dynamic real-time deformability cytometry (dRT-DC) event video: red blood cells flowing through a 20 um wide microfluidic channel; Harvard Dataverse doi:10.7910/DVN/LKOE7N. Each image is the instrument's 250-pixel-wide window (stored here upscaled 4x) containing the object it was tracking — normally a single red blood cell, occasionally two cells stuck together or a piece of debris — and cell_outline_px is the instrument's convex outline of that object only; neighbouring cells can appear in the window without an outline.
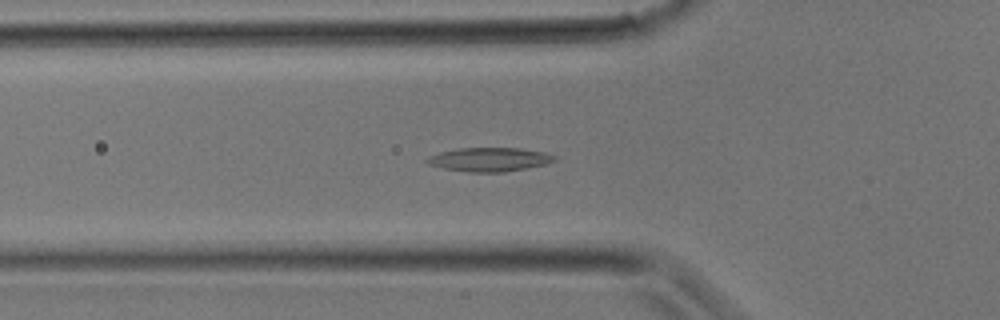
{"species": "common noctule bat (a hibernating species)", "species_latin": "Nyctalus noctula", "temperature_condition": "room temperature", "stored_images_in_passage": 24, "camera_frame_rate_fps": 3000, "um_per_image_px": 0.085, "animal": {"sex": "male", "body_mass_g": 17.9}, "frame": {"image": 1, "passage_image": 4, "time_ms": 1.0, "image_size_px": [1000, 320], "cell_outline_px": [[556, 160], [544, 164], [504, 172], [468, 172], [444, 168], [428, 164], [424, 160], [428, 156], [440, 152], [456, 148], [520, 148], [544, 152], [556, 156]], "centroid_in_image_um": [41.56, 13.55], "position_along_channel_um": 84.2, "area_um2": 17.63}}
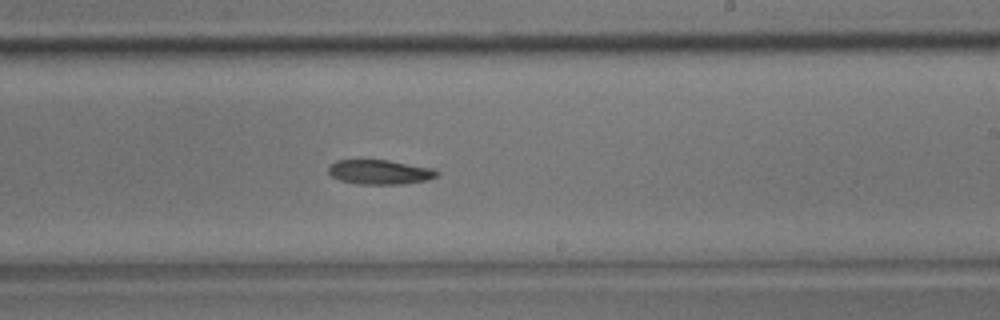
{"frame": {"image": 2, "passage_image": 12, "time_ms": 3.667, "image_size_px": [1000, 320], "cell_outline_px": [[440, 172], [436, 176], [428, 180], [404, 184], [356, 184], [340, 180], [332, 176], [328, 172], [328, 168], [336, 160], [388, 160], [432, 168]], "centroid_in_image_um": [32.29, 14.63], "position_along_channel_um": 256.7, "area_um2": 15.49}}
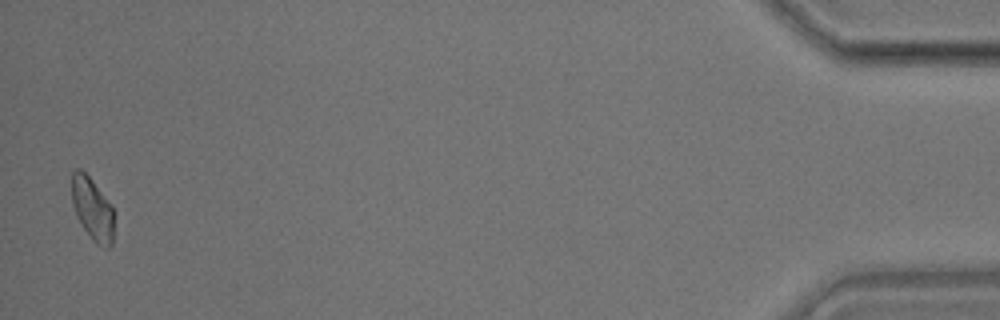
{"frame": {"image": 3, "passage_image": 24, "time_ms": 7.667, "image_size_px": [1000, 320], "cell_outline_px": [[112, 244], [108, 248], [104, 248], [96, 244], [92, 240], [76, 216], [72, 204], [72, 172], [76, 168], [80, 168], [88, 176], [112, 204]], "centroid_in_image_um": [7.83, 17.75], "position_along_channel_um": 427.4, "area_um2": 15.26}}